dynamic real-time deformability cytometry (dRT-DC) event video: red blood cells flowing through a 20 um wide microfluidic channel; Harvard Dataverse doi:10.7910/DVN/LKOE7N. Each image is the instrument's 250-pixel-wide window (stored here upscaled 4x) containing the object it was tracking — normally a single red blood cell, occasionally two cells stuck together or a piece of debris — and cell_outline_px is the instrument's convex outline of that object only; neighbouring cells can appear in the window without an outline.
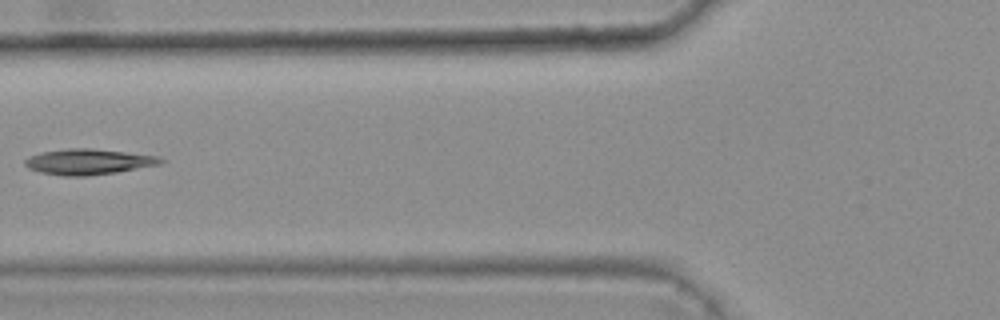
{"species": "common noctule bat (a hibernating species)", "species_latin": "Nyctalus noctula", "temperature_condition": "warm", "stored_images_in_passage": 6, "camera_frame_rate_fps": 3000, "um_per_image_px": 0.085, "animal": {"sex": "female", "body_mass_g": 25.1}, "frame": {"image": 1, "passage_image": 6, "time_ms": 1.667, "image_size_px": [1000, 320], "cell_outline_px": [[164, 160], [160, 164], [116, 172], [88, 176], [64, 176], [40, 172], [28, 168], [24, 164], [24, 160], [28, 156], [40, 152], [68, 148], [92, 148], [160, 156]], "centroid_in_image_um": [7.48, 13.74], "position_along_channel_um": 118.3, "area_um2": 20.35}}